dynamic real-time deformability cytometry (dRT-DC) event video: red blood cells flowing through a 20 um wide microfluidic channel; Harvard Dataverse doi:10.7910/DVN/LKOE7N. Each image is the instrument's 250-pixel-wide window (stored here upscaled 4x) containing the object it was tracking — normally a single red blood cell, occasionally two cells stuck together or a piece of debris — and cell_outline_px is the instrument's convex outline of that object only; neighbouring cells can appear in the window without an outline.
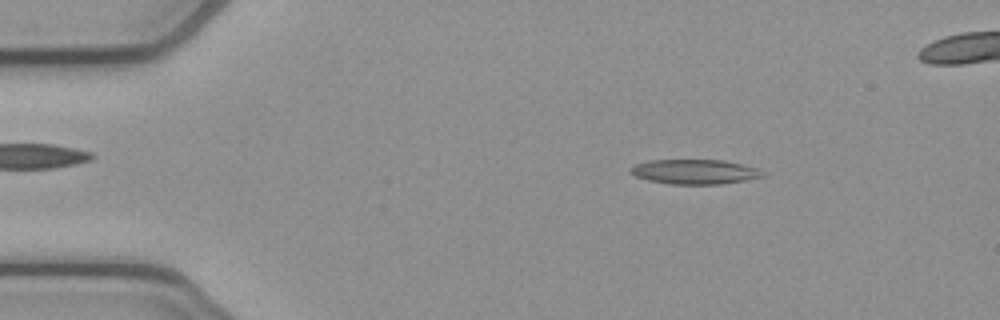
{"species": "common noctule bat (a hibernating species)", "species_latin": "Nyctalus noctula", "temperature_condition": "cold", "stored_images_in_passage": 50, "camera_frame_rate_fps": 3000, "um_per_image_px": 0.085, "animal": {"sex": "female", "body_mass_g": 21.9}, "frame": {"image": 1, "passage_image": 8, "time_ms": 2.333, "image_size_px": [1000, 320], "cell_outline_px": [[768, 172], [764, 176], [744, 180], [720, 184], [668, 184], [648, 180], [636, 176], [628, 172], [628, 168], [636, 164], [648, 160], [724, 160], [756, 168]], "centroid_in_image_um": [59.02, 14.6], "position_along_channel_um": 26.0, "area_um2": 19.07}}
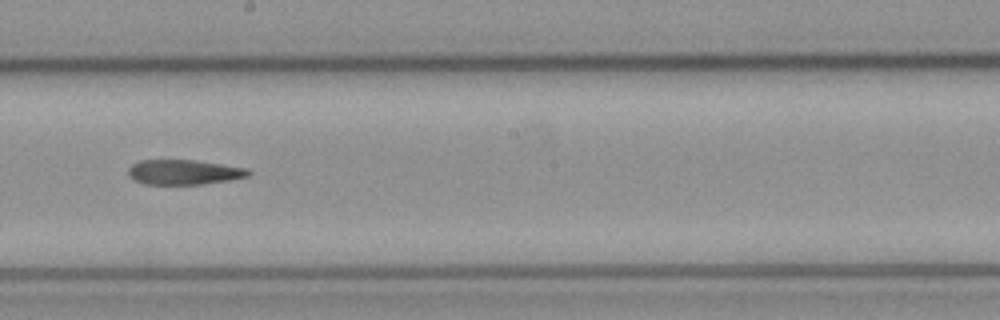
{"frame": {"image": 2, "passage_image": 29, "time_ms": 9.333, "image_size_px": [1000, 320], "cell_outline_px": [[252, 172], [248, 176], [228, 180], [204, 184], [144, 184], [132, 180], [128, 176], [128, 168], [132, 164], [140, 160], [196, 160], [248, 168]], "centroid_in_image_um": [15.61, 14.63], "position_along_channel_um": 232.6, "area_um2": 17.57}}
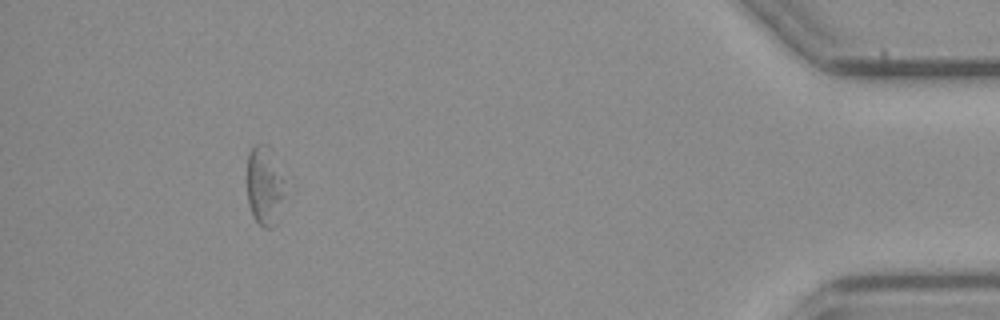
{"frame": {"image": 3, "passage_image": 48, "time_ms": 15.667, "image_size_px": [1000, 320], "cell_outline_px": [[296, 188], [276, 224], [272, 228], [264, 228], [252, 216], [248, 204], [248, 152], [252, 144], [260, 140], [268, 144], [272, 148], [296, 184]], "centroid_in_image_um": [22.75, 15.71], "position_along_channel_um": 412.4, "area_um2": 21.1}}